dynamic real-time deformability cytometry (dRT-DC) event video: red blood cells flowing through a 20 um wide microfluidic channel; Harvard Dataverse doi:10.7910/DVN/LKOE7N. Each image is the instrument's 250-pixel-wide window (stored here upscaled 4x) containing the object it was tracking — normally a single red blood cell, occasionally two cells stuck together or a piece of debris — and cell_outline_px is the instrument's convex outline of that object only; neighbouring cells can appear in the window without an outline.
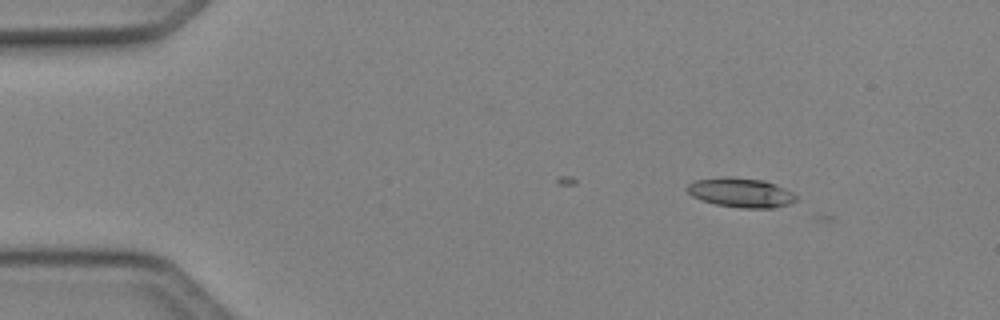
{"species": "Egyptian fruit bat (a non-hibernating species)", "species_latin": "Rousettus aegyptiacus", "temperature_condition": "cold", "stored_images_in_passage": 2, "camera_frame_rate_fps": 3000, "um_per_image_px": 0.085, "animal": {"sex": "female"}, "frame": {"image": 1, "passage_image": 1, "time_ms": 0.0, "image_size_px": [1000, 320], "cell_outline_px": [[796, 200], [788, 204], [772, 208], [740, 208], [716, 204], [700, 200], [692, 196], [684, 188], [688, 184], [696, 180], [728, 176], [764, 180], [776, 184], [792, 192], [796, 196]], "centroid_in_image_um": [62.94, 16.37], "position_along_channel_um": 22.1, "area_um2": 18.73}}